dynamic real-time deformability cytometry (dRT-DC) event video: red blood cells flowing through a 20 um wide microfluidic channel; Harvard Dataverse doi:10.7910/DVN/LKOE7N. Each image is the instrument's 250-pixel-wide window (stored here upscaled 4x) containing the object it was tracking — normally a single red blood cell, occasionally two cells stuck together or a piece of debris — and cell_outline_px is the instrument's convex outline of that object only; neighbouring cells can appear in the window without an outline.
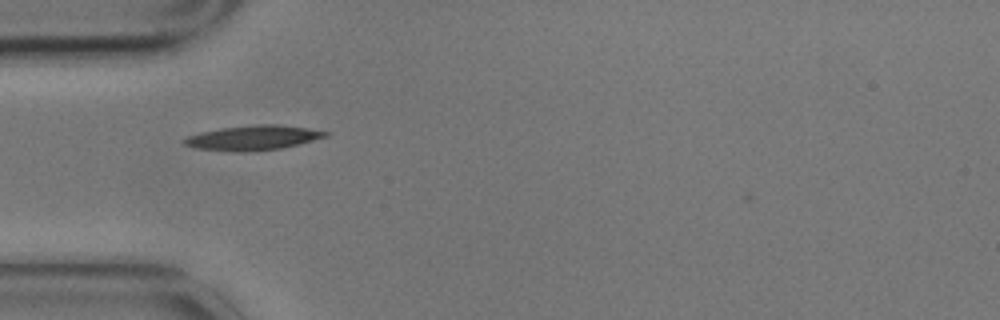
{"species": "common noctule bat (a hibernating species)", "species_latin": "Nyctalus noctula", "temperature_condition": "cold", "stored_images_in_passage": 2, "camera_frame_rate_fps": 3000, "um_per_image_px": 0.085, "animal": {"sex": "male", "body_mass_g": 17.9}, "frame": {"image": 1, "passage_image": 1, "time_ms": 0.0, "image_size_px": [1000, 320], "cell_outline_px": [[332, 132], [328, 136], [280, 148], [248, 152], [232, 152], [196, 148], [184, 144], [180, 140], [188, 136], [200, 132], [220, 128], [256, 124], [276, 124], [308, 128]], "centroid_in_image_um": [21.48, 11.71], "position_along_channel_um": 63.5, "area_um2": 20.4}}